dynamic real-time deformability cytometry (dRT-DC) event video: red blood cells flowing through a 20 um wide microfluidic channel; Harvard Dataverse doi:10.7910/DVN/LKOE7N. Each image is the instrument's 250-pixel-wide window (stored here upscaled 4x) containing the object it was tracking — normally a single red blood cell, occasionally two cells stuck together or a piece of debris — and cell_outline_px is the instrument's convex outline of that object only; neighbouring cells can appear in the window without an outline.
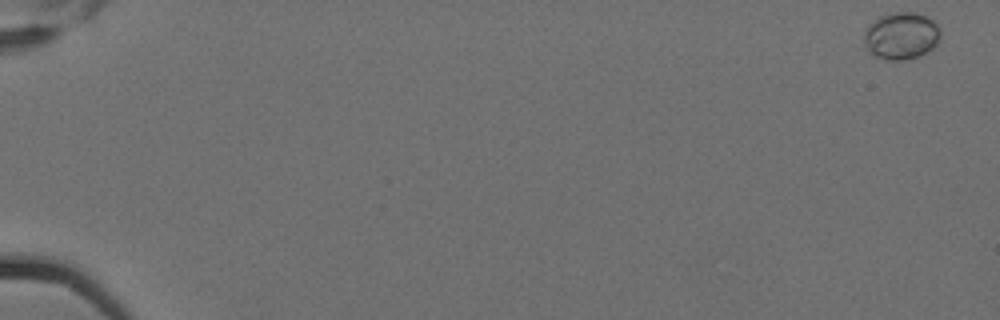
{"species": "Egyptian fruit bat (a non-hibernating species)", "species_latin": "Rousettus aegyptiacus", "temperature_condition": "cold", "stored_images_in_passage": 6, "camera_frame_rate_fps": 3000, "um_per_image_px": 0.085, "animal": {"sex": "female"}, "frame": {"image": 1, "passage_image": 1, "time_ms": 0.0, "image_size_px": [1000, 320], "cell_outline_px": [[940, 40], [932, 48], [920, 56], [908, 60], [884, 60], [872, 56], [868, 52], [864, 44], [864, 32], [868, 24], [880, 16], [900, 12], [916, 12], [932, 20], [940, 28]], "centroid_in_image_um": [76.58, 3.08], "position_along_channel_um": 8.4, "area_um2": 21.27}}
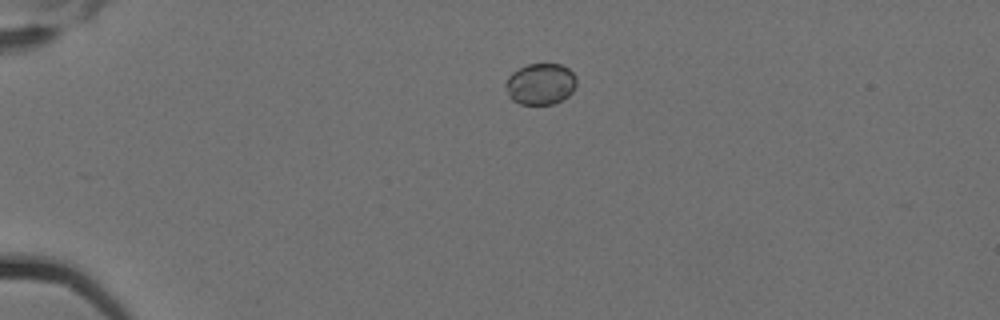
{"frame": {"image": 2, "passage_image": 5, "time_ms": 1.333, "image_size_px": [1000, 320], "cell_outline_px": [[576, 84], [572, 92], [568, 96], [552, 104], [520, 104], [512, 100], [508, 96], [504, 88], [504, 84], [508, 76], [512, 72], [528, 64], [560, 64], [568, 68], [576, 76]], "centroid_in_image_um": [45.91, 7.14], "position_along_channel_um": 39.1, "area_um2": 17.17}}